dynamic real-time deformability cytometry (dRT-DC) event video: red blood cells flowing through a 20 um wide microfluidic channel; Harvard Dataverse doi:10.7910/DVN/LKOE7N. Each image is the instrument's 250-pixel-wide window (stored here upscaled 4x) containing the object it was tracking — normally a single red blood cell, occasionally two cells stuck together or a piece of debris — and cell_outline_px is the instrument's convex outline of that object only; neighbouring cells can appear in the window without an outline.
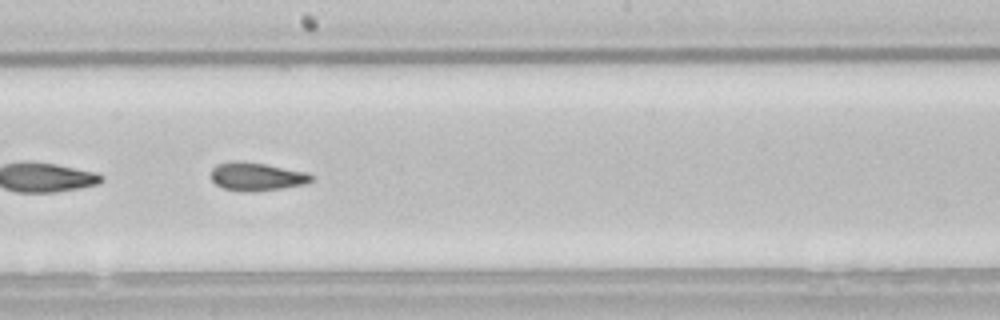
{"species": "common noctule bat (a hibernating species)", "species_latin": "Nyctalus noctula", "temperature_condition": "room temperature", "stored_images_in_passage": 53, "segment_of_instrument_passage": [2, 2], "camera_frame_rate_fps": 3000, "um_per_image_px": 0.085, "animal": {"sex": "male", "body_mass_g": 21.5, "forearm_length_mm": 52.0}, "frame": {"image": 1, "passage_image": 29, "time_ms": 9.333, "image_size_px": [1000, 320], "cell_outline_px": [[312, 180], [304, 184], [284, 188], [252, 192], [244, 192], [224, 188], [216, 184], [212, 180], [212, 168], [216, 164], [236, 160], [244, 160], [304, 172], [312, 176]], "centroid_in_image_um": [21.76, 15.01], "position_along_channel_um": 226.4, "area_um2": 16.42}}